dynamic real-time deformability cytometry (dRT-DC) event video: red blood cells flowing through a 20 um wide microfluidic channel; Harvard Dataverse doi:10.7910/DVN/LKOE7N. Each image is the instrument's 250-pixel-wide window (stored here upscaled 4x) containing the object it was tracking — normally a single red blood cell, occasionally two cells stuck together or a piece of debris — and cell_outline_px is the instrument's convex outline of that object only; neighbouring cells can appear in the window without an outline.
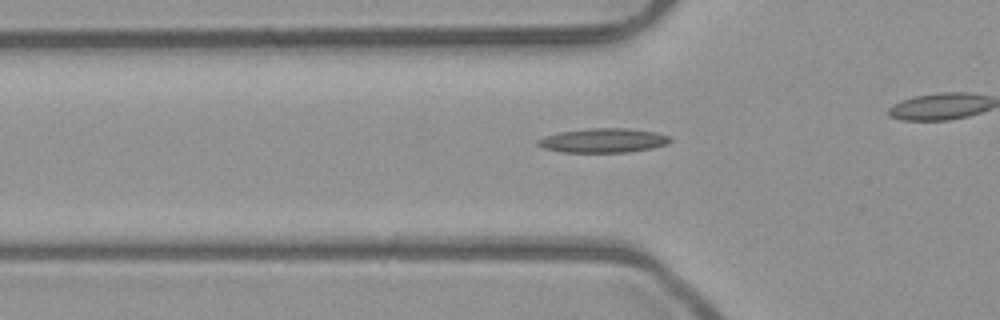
{"species": "common noctule bat (a hibernating species)", "species_latin": "Nyctalus noctula", "temperature_condition": "room temperature", "stored_images_in_passage": 42, "camera_frame_rate_fps": 3000, "um_per_image_px": 0.085, "animal": {"sex": "male", "body_mass_g": 23.1, "forearm_length_mm": 52.7}, "frame": {"image": 1, "passage_image": 18, "time_ms": 5.667, "image_size_px": [1000, 320], "cell_outline_px": [[672, 140], [668, 144], [652, 148], [628, 152], [560, 152], [544, 148], [536, 144], [536, 140], [544, 136], [560, 132], [592, 128], [628, 128], [656, 132], [668, 136]], "centroid_in_image_um": [51.27, 11.94], "position_along_channel_um": 74.5, "area_um2": 18.73}}
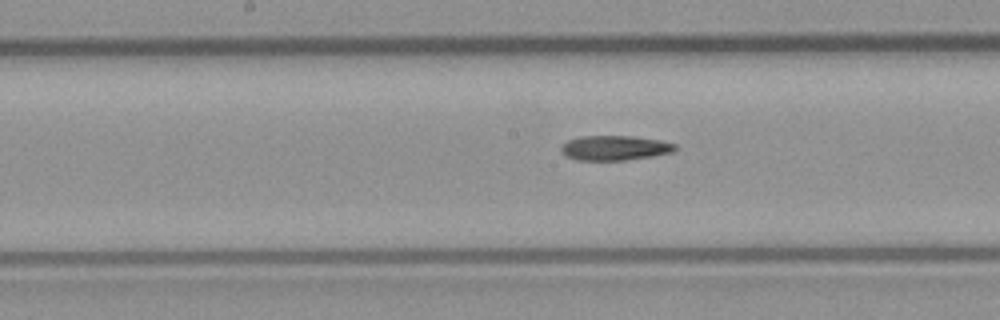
{"frame": {"image": 2, "passage_image": 27, "time_ms": 8.667, "image_size_px": [1000, 320], "cell_outline_px": [[676, 148], [672, 152], [652, 156], [624, 160], [576, 160], [568, 156], [560, 148], [568, 140], [580, 136], [632, 136], [660, 140], [676, 144]], "centroid_in_image_um": [52.27, 12.56], "position_along_channel_um": 195.9, "area_um2": 16.24}}
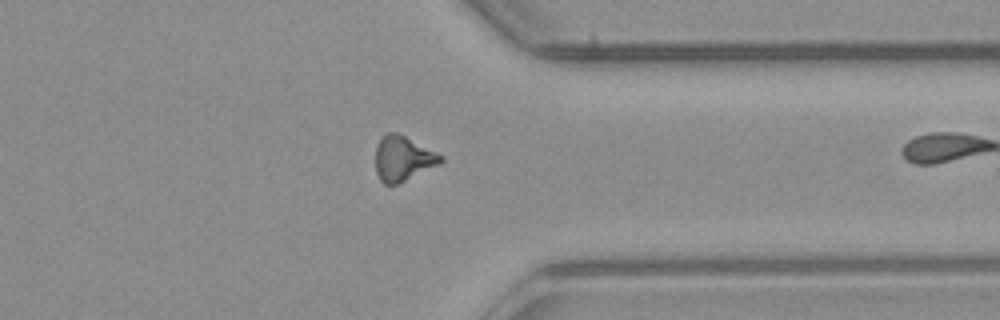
{"frame": {"image": 3, "passage_image": 41, "time_ms": 13.333, "image_size_px": [1000, 320], "cell_outline_px": [[444, 160], [396, 184], [384, 184], [380, 180], [376, 172], [376, 144], [388, 132], [396, 132], [444, 156]], "centroid_in_image_um": [34.2, 13.46], "position_along_channel_um": 377.2, "area_um2": 16.42}}